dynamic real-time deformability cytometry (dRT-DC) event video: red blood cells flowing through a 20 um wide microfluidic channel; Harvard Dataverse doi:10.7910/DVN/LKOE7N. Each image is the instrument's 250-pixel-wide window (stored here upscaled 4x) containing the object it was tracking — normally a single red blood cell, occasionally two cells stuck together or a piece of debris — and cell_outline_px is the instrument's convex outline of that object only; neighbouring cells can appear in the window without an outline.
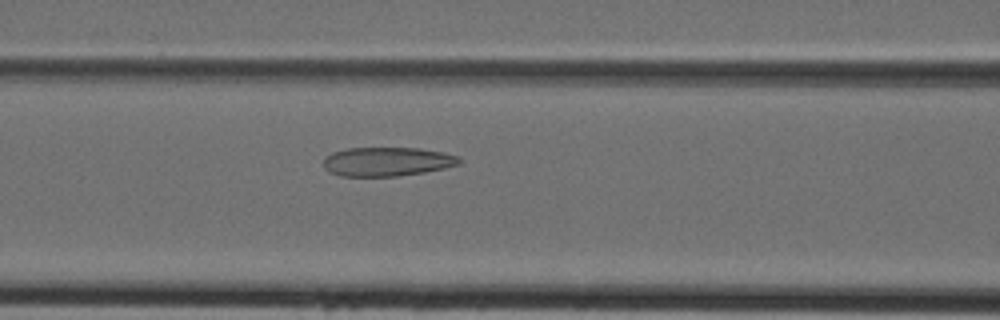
{"species": "Egyptian fruit bat (a non-hibernating species)", "species_latin": "Rousettus aegyptiacus", "temperature_condition": "cold", "stored_images_in_passage": 41, "camera_frame_rate_fps": 3000, "um_per_image_px": 0.085, "animal": {"sex": "female"}, "frame": {"image": 1, "passage_image": 16, "time_ms": 5.0, "image_size_px": [1000, 320], "cell_outline_px": [[460, 164], [444, 168], [424, 172], [396, 176], [340, 176], [328, 172], [324, 168], [324, 156], [332, 152], [348, 148], [420, 148], [444, 152], [456, 156], [460, 160]], "centroid_in_image_um": [32.86, 13.73], "position_along_channel_um": 133.7, "area_um2": 23.0}}
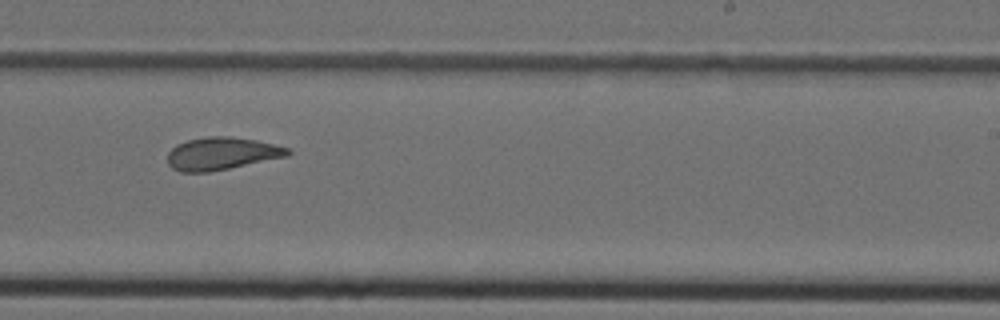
{"frame": {"image": 2, "passage_image": 25, "time_ms": 8.0, "image_size_px": [1000, 320], "cell_outline_px": [[292, 152], [288, 156], [208, 172], [180, 172], [172, 168], [168, 164], [168, 152], [176, 144], [188, 140], [208, 136], [232, 136], [256, 140], [288, 148]], "centroid_in_image_um": [18.82, 13.05], "position_along_channel_um": 270.2, "area_um2": 22.72}}
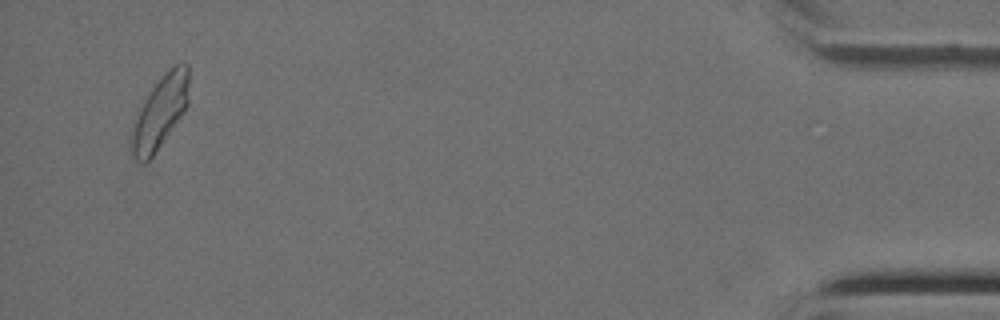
{"frame": {"image": 3, "passage_image": 40, "time_ms": 13.0, "image_size_px": [1000, 320], "cell_outline_px": [[188, 104], [184, 112], [156, 152], [144, 164], [140, 164], [132, 156], [128, 148], [128, 140], [140, 108], [144, 100], [152, 88], [176, 64], [188, 64]], "centroid_in_image_um": [13.56, 9.66], "position_along_channel_um": 421.6, "area_um2": 23.99}}